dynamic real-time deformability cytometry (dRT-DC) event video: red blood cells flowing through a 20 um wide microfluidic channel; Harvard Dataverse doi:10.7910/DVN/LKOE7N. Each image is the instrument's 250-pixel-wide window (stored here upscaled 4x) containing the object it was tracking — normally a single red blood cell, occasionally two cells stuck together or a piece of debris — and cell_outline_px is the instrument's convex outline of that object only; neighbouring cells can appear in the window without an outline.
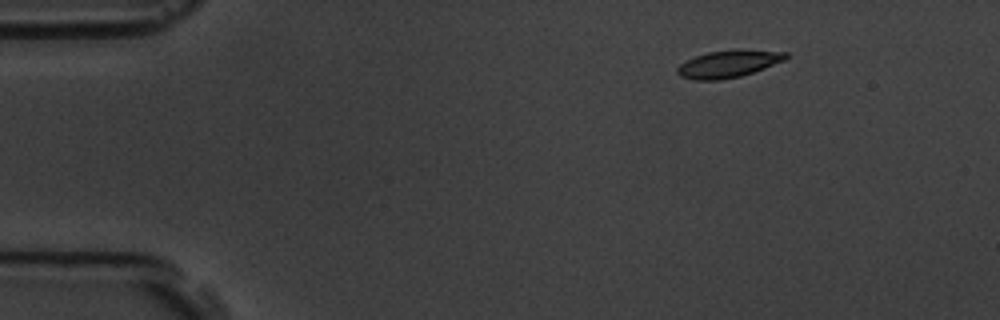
{"species": "common noctule bat (a hibernating species)", "species_latin": "Nyctalus noctula", "temperature_condition": "room temperature", "stored_images_in_passage": 7, "camera_frame_rate_fps": 3000, "um_per_image_px": 0.085, "animal": {"sex": "male", "body_mass_g": 19.5, "forearm_length_mm": 54.6}, "frame": {"image": 1, "passage_image": 1, "time_ms": 0.0, "image_size_px": [1000, 320], "cell_outline_px": [[788, 56], [784, 60], [764, 68], [740, 76], [720, 80], [696, 80], [680, 76], [676, 72], [676, 68], [680, 64], [696, 56], [708, 52], [736, 48], [788, 52]], "centroid_in_image_um": [61.92, 5.41], "position_along_channel_um": 23.1, "area_um2": 17.28}}
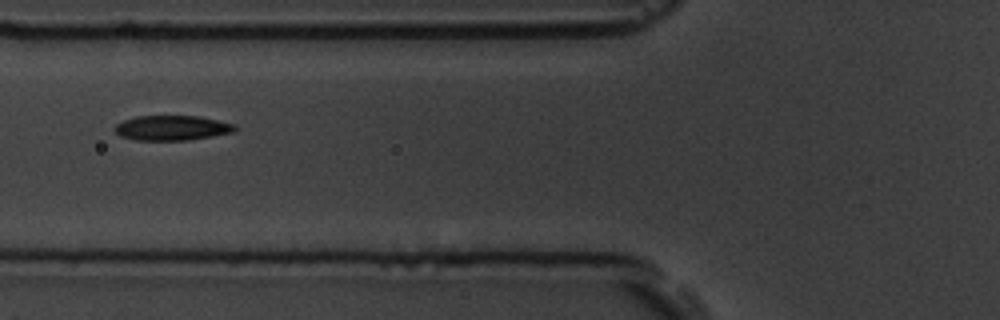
{"frame": {"image": 2, "passage_image": 5, "time_ms": 4.667, "image_size_px": [1000, 320], "cell_outline_px": [[240, 128], [236, 132], [188, 140], [136, 140], [120, 136], [112, 128], [116, 124], [124, 120], [136, 116], [200, 116], [236, 124]], "centroid_in_image_um": [14.67, 10.87], "position_along_channel_um": 111.1, "area_um2": 17.69}}
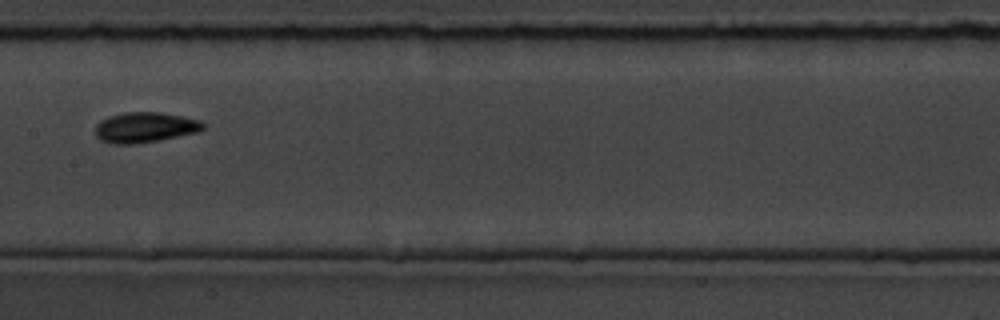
{"frame": {"image": 3, "passage_image": 7, "time_ms": 7.0, "image_size_px": [1000, 320], "cell_outline_px": [[204, 128], [196, 132], [136, 144], [112, 144], [100, 140], [96, 136], [96, 124], [100, 120], [108, 116], [124, 112], [160, 112], [200, 120], [204, 124]], "centroid_in_image_um": [12.26, 10.82], "position_along_channel_um": 195.1, "area_um2": 18.9}}